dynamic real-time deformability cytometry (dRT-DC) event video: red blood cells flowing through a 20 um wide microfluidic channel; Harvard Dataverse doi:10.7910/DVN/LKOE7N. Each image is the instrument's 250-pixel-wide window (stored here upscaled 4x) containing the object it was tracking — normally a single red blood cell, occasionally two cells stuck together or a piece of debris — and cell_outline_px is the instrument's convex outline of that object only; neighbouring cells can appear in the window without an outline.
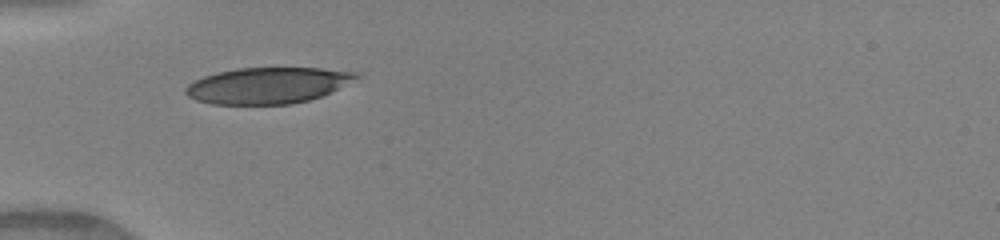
{"species": "human", "species_latin": "Homo sapiens", "temperature_condition": "warm", "stored_images_in_passage": 34, "camera_frame_rate_fps": 3000, "um_per_image_px": 0.085, "donor": {"sex": "female"}, "frame": {"image": 1, "passage_image": 1, "time_ms": 0.0, "image_size_px": [1000, 240], "cell_outline_px": [[360, 76], [332, 92], [308, 100], [292, 104], [212, 104], [196, 100], [188, 96], [184, 92], [184, 88], [188, 84], [204, 76], [236, 68], [320, 68], [360, 72]], "centroid_in_image_um": [22.76, 7.26], "position_along_channel_um": 62.2, "area_um2": 35.84}}
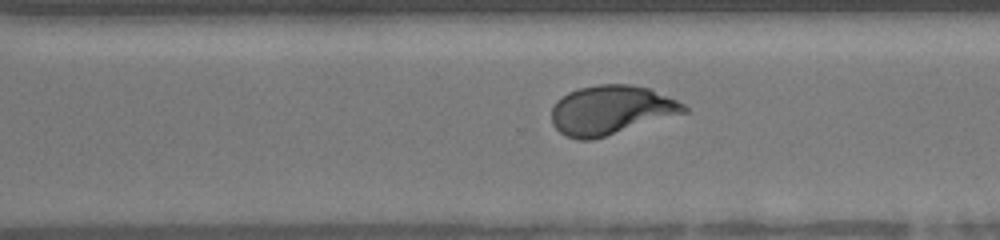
{"frame": {"image": 2, "passage_image": 20, "time_ms": 6.333, "image_size_px": [1000, 240], "cell_outline_px": [[688, 112], [592, 140], [576, 140], [560, 132], [552, 124], [552, 108], [556, 100], [568, 92], [580, 88], [600, 84], [632, 84], [648, 88], [676, 100], [684, 104], [688, 108]], "centroid_in_image_um": [51.92, 9.36], "position_along_channel_um": 318.7, "area_um2": 37.8}}
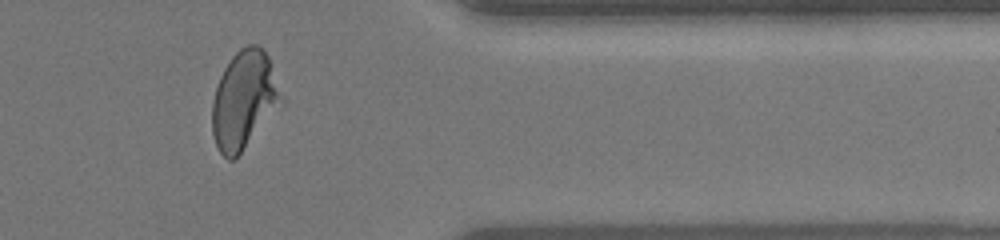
{"frame": {"image": 3, "passage_image": 26, "time_ms": 8.333, "image_size_px": [1000, 240], "cell_outline_px": [[284, 104], [240, 152], [232, 160], [228, 160], [220, 152], [216, 144], [212, 132], [212, 100], [220, 76], [224, 68], [232, 56], [240, 48], [248, 44], [256, 44], [264, 48], [268, 56], [284, 100]], "centroid_in_image_um": [20.76, 8.47], "position_along_channel_um": 390.6, "area_um2": 39.48}, "authors_computed_cell_mechanics": {"area_um2": 37.9168, "velocity_mm_per_s": 4.1298, "shape_relaxation_time_tau1_ms": 3.8691, "shape_relaxation_time_tau2_ms": null, "deformation_change_tau1": 0.2032, "deformation_change_tau2": null}}